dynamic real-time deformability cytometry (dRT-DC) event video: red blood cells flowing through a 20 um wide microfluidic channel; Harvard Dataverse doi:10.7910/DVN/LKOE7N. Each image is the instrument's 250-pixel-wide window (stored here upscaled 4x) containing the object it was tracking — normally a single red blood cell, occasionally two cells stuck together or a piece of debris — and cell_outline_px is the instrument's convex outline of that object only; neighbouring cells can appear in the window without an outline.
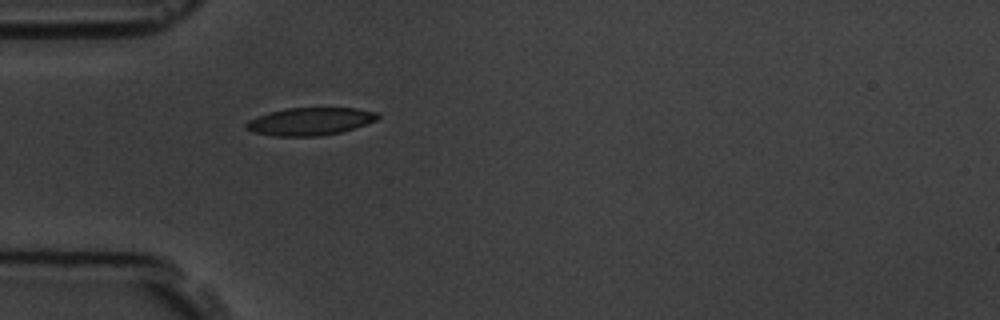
{"species": "common noctule bat (a hibernating species)", "species_latin": "Nyctalus noctula", "temperature_condition": "room temperature", "stored_images_in_passage": 1, "camera_frame_rate_fps": 3000, "um_per_image_px": 0.085, "animal": {"sex": "male", "body_mass_g": 19.5, "forearm_length_mm": 54.6}, "frame": {"image": 1, "passage_image": 1, "time_ms": 0.0, "image_size_px": [1000, 320], "cell_outline_px": [[380, 116], [376, 120], [340, 132], [320, 136], [276, 136], [252, 132], [244, 128], [244, 124], [248, 120], [268, 112], [288, 108], [356, 108], [376, 112]], "centroid_in_image_um": [26.3, 10.32], "position_along_channel_um": 58.7, "area_um2": 21.1}}